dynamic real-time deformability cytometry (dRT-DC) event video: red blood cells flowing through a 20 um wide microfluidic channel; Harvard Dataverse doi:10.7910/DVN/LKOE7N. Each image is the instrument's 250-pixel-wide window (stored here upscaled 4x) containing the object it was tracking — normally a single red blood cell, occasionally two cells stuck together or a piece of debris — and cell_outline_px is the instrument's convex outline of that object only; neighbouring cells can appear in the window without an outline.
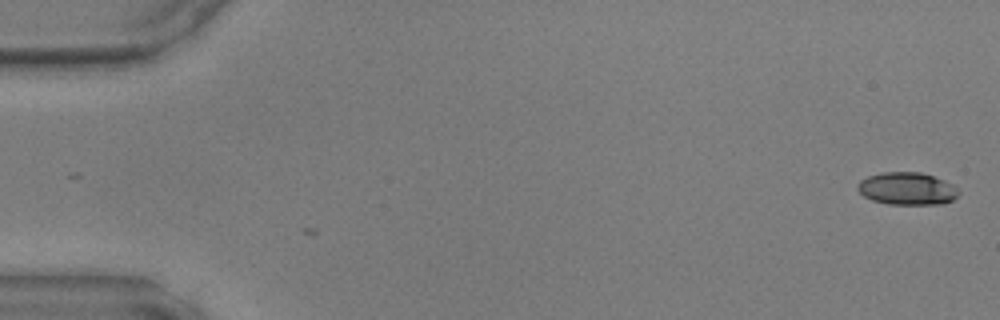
{"species": "common noctule bat (a hibernating species)", "species_latin": "Nyctalus noctula", "temperature_condition": "warm", "stored_images_in_passage": 4, "camera_frame_rate_fps": 3000, "um_per_image_px": 0.085, "animal": {"sex": "male", "body_mass_g": 17.9, "forearm_length_mm": 54.2}, "frame": {"image": 1, "passage_image": 4, "time_ms": 1.0, "image_size_px": [1000, 320], "cell_outline_px": [[960, 192], [952, 200], [944, 204], [888, 204], [872, 200], [864, 196], [856, 188], [856, 184], [860, 180], [868, 176], [884, 172], [920, 172], [944, 180], [952, 184]], "centroid_in_image_um": [77.08, 16.03], "position_along_channel_um": 7.9, "area_um2": 19.13}}